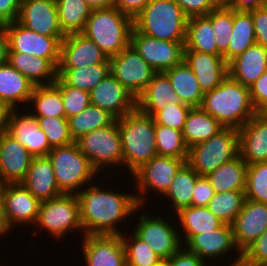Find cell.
Here are the masks:
<instances>
[{
    "label": "cell",
    "mask_w": 267,
    "mask_h": 266,
    "mask_svg": "<svg viewBox=\"0 0 267 266\" xmlns=\"http://www.w3.org/2000/svg\"><path fill=\"white\" fill-rule=\"evenodd\" d=\"M184 46V50L222 55L217 49L211 20L206 15L188 18Z\"/></svg>",
    "instance_id": "obj_36"
},
{
    "label": "cell",
    "mask_w": 267,
    "mask_h": 266,
    "mask_svg": "<svg viewBox=\"0 0 267 266\" xmlns=\"http://www.w3.org/2000/svg\"><path fill=\"white\" fill-rule=\"evenodd\" d=\"M21 184L40 202L63 194L58 188L53 165L48 156L33 157Z\"/></svg>",
    "instance_id": "obj_26"
},
{
    "label": "cell",
    "mask_w": 267,
    "mask_h": 266,
    "mask_svg": "<svg viewBox=\"0 0 267 266\" xmlns=\"http://www.w3.org/2000/svg\"><path fill=\"white\" fill-rule=\"evenodd\" d=\"M179 218V225L183 228V236H180L184 245L195 235L211 232L220 228L224 223L218 219L207 207L189 206L175 213ZM184 239V241H183ZM186 241V242H185Z\"/></svg>",
    "instance_id": "obj_31"
},
{
    "label": "cell",
    "mask_w": 267,
    "mask_h": 266,
    "mask_svg": "<svg viewBox=\"0 0 267 266\" xmlns=\"http://www.w3.org/2000/svg\"><path fill=\"white\" fill-rule=\"evenodd\" d=\"M0 200L4 220L10 230L16 225H35L40 201L21 183L0 185Z\"/></svg>",
    "instance_id": "obj_15"
},
{
    "label": "cell",
    "mask_w": 267,
    "mask_h": 266,
    "mask_svg": "<svg viewBox=\"0 0 267 266\" xmlns=\"http://www.w3.org/2000/svg\"><path fill=\"white\" fill-rule=\"evenodd\" d=\"M38 126L45 133L49 145L53 147L68 145L73 141L69 133L67 118L58 117H34Z\"/></svg>",
    "instance_id": "obj_47"
},
{
    "label": "cell",
    "mask_w": 267,
    "mask_h": 266,
    "mask_svg": "<svg viewBox=\"0 0 267 266\" xmlns=\"http://www.w3.org/2000/svg\"><path fill=\"white\" fill-rule=\"evenodd\" d=\"M67 120L70 136L73 141H76L84 134L112 124L116 118L109 112L90 104L79 114Z\"/></svg>",
    "instance_id": "obj_41"
},
{
    "label": "cell",
    "mask_w": 267,
    "mask_h": 266,
    "mask_svg": "<svg viewBox=\"0 0 267 266\" xmlns=\"http://www.w3.org/2000/svg\"><path fill=\"white\" fill-rule=\"evenodd\" d=\"M129 235L121 234L126 266H152L162 260L147 243L143 242L133 232Z\"/></svg>",
    "instance_id": "obj_44"
},
{
    "label": "cell",
    "mask_w": 267,
    "mask_h": 266,
    "mask_svg": "<svg viewBox=\"0 0 267 266\" xmlns=\"http://www.w3.org/2000/svg\"><path fill=\"white\" fill-rule=\"evenodd\" d=\"M216 6H229L232 0H212Z\"/></svg>",
    "instance_id": "obj_63"
},
{
    "label": "cell",
    "mask_w": 267,
    "mask_h": 266,
    "mask_svg": "<svg viewBox=\"0 0 267 266\" xmlns=\"http://www.w3.org/2000/svg\"><path fill=\"white\" fill-rule=\"evenodd\" d=\"M241 259L236 258L233 262L231 261V264L228 266H240Z\"/></svg>",
    "instance_id": "obj_64"
},
{
    "label": "cell",
    "mask_w": 267,
    "mask_h": 266,
    "mask_svg": "<svg viewBox=\"0 0 267 266\" xmlns=\"http://www.w3.org/2000/svg\"><path fill=\"white\" fill-rule=\"evenodd\" d=\"M183 61L194 72L204 94L218 87L229 75L223 55L184 50Z\"/></svg>",
    "instance_id": "obj_22"
},
{
    "label": "cell",
    "mask_w": 267,
    "mask_h": 266,
    "mask_svg": "<svg viewBox=\"0 0 267 266\" xmlns=\"http://www.w3.org/2000/svg\"><path fill=\"white\" fill-rule=\"evenodd\" d=\"M102 63H110L108 56L84 34L65 35L61 41L57 68H81Z\"/></svg>",
    "instance_id": "obj_18"
},
{
    "label": "cell",
    "mask_w": 267,
    "mask_h": 266,
    "mask_svg": "<svg viewBox=\"0 0 267 266\" xmlns=\"http://www.w3.org/2000/svg\"><path fill=\"white\" fill-rule=\"evenodd\" d=\"M91 105L97 106L116 119L136 108V98L110 72L90 92Z\"/></svg>",
    "instance_id": "obj_17"
},
{
    "label": "cell",
    "mask_w": 267,
    "mask_h": 266,
    "mask_svg": "<svg viewBox=\"0 0 267 266\" xmlns=\"http://www.w3.org/2000/svg\"><path fill=\"white\" fill-rule=\"evenodd\" d=\"M110 73V63L81 68H57V76L68 86L90 92Z\"/></svg>",
    "instance_id": "obj_38"
},
{
    "label": "cell",
    "mask_w": 267,
    "mask_h": 266,
    "mask_svg": "<svg viewBox=\"0 0 267 266\" xmlns=\"http://www.w3.org/2000/svg\"><path fill=\"white\" fill-rule=\"evenodd\" d=\"M252 103L257 113L267 108V70L249 86Z\"/></svg>",
    "instance_id": "obj_51"
},
{
    "label": "cell",
    "mask_w": 267,
    "mask_h": 266,
    "mask_svg": "<svg viewBox=\"0 0 267 266\" xmlns=\"http://www.w3.org/2000/svg\"><path fill=\"white\" fill-rule=\"evenodd\" d=\"M82 254L86 266H126L121 235H84Z\"/></svg>",
    "instance_id": "obj_20"
},
{
    "label": "cell",
    "mask_w": 267,
    "mask_h": 266,
    "mask_svg": "<svg viewBox=\"0 0 267 266\" xmlns=\"http://www.w3.org/2000/svg\"><path fill=\"white\" fill-rule=\"evenodd\" d=\"M232 229L236 248L242 253L267 229V203L246 199Z\"/></svg>",
    "instance_id": "obj_19"
},
{
    "label": "cell",
    "mask_w": 267,
    "mask_h": 266,
    "mask_svg": "<svg viewBox=\"0 0 267 266\" xmlns=\"http://www.w3.org/2000/svg\"><path fill=\"white\" fill-rule=\"evenodd\" d=\"M32 104L33 117L66 118L62 101L61 89L55 84L34 86L30 96L29 106Z\"/></svg>",
    "instance_id": "obj_37"
},
{
    "label": "cell",
    "mask_w": 267,
    "mask_h": 266,
    "mask_svg": "<svg viewBox=\"0 0 267 266\" xmlns=\"http://www.w3.org/2000/svg\"><path fill=\"white\" fill-rule=\"evenodd\" d=\"M9 51L47 58L56 68L60 61V45L64 37H49L27 29L18 21L5 24Z\"/></svg>",
    "instance_id": "obj_13"
},
{
    "label": "cell",
    "mask_w": 267,
    "mask_h": 266,
    "mask_svg": "<svg viewBox=\"0 0 267 266\" xmlns=\"http://www.w3.org/2000/svg\"><path fill=\"white\" fill-rule=\"evenodd\" d=\"M59 24L65 35L82 33L92 9L85 0H56Z\"/></svg>",
    "instance_id": "obj_40"
},
{
    "label": "cell",
    "mask_w": 267,
    "mask_h": 266,
    "mask_svg": "<svg viewBox=\"0 0 267 266\" xmlns=\"http://www.w3.org/2000/svg\"><path fill=\"white\" fill-rule=\"evenodd\" d=\"M190 109V106L181 102L169 101L167 107L158 111L153 116V119L156 124L183 131L186 117Z\"/></svg>",
    "instance_id": "obj_49"
},
{
    "label": "cell",
    "mask_w": 267,
    "mask_h": 266,
    "mask_svg": "<svg viewBox=\"0 0 267 266\" xmlns=\"http://www.w3.org/2000/svg\"><path fill=\"white\" fill-rule=\"evenodd\" d=\"M33 156L15 138L5 133L0 138V185L21 183Z\"/></svg>",
    "instance_id": "obj_23"
},
{
    "label": "cell",
    "mask_w": 267,
    "mask_h": 266,
    "mask_svg": "<svg viewBox=\"0 0 267 266\" xmlns=\"http://www.w3.org/2000/svg\"><path fill=\"white\" fill-rule=\"evenodd\" d=\"M34 86L8 62L0 65V102L11 110H19L20 103L29 104Z\"/></svg>",
    "instance_id": "obj_28"
},
{
    "label": "cell",
    "mask_w": 267,
    "mask_h": 266,
    "mask_svg": "<svg viewBox=\"0 0 267 266\" xmlns=\"http://www.w3.org/2000/svg\"><path fill=\"white\" fill-rule=\"evenodd\" d=\"M112 75L137 98L152 80L156 71L130 44L109 58Z\"/></svg>",
    "instance_id": "obj_12"
},
{
    "label": "cell",
    "mask_w": 267,
    "mask_h": 266,
    "mask_svg": "<svg viewBox=\"0 0 267 266\" xmlns=\"http://www.w3.org/2000/svg\"><path fill=\"white\" fill-rule=\"evenodd\" d=\"M22 0H0V24L17 21Z\"/></svg>",
    "instance_id": "obj_56"
},
{
    "label": "cell",
    "mask_w": 267,
    "mask_h": 266,
    "mask_svg": "<svg viewBox=\"0 0 267 266\" xmlns=\"http://www.w3.org/2000/svg\"><path fill=\"white\" fill-rule=\"evenodd\" d=\"M47 156L52 162L55 179L62 193L77 194L84 186L95 183L94 178L98 173L82 154L76 141L53 147Z\"/></svg>",
    "instance_id": "obj_6"
},
{
    "label": "cell",
    "mask_w": 267,
    "mask_h": 266,
    "mask_svg": "<svg viewBox=\"0 0 267 266\" xmlns=\"http://www.w3.org/2000/svg\"><path fill=\"white\" fill-rule=\"evenodd\" d=\"M76 143L97 173L110 167L119 165L123 167L122 143L117 119L108 126L82 135Z\"/></svg>",
    "instance_id": "obj_8"
},
{
    "label": "cell",
    "mask_w": 267,
    "mask_h": 266,
    "mask_svg": "<svg viewBox=\"0 0 267 266\" xmlns=\"http://www.w3.org/2000/svg\"><path fill=\"white\" fill-rule=\"evenodd\" d=\"M130 44L156 72H165L183 61L185 42L154 38L133 27Z\"/></svg>",
    "instance_id": "obj_14"
},
{
    "label": "cell",
    "mask_w": 267,
    "mask_h": 266,
    "mask_svg": "<svg viewBox=\"0 0 267 266\" xmlns=\"http://www.w3.org/2000/svg\"><path fill=\"white\" fill-rule=\"evenodd\" d=\"M175 2L188 17L208 15L216 7L212 0H175Z\"/></svg>",
    "instance_id": "obj_54"
},
{
    "label": "cell",
    "mask_w": 267,
    "mask_h": 266,
    "mask_svg": "<svg viewBox=\"0 0 267 266\" xmlns=\"http://www.w3.org/2000/svg\"><path fill=\"white\" fill-rule=\"evenodd\" d=\"M186 161L171 156L157 155L137 170L132 177L135 180V188L137 187L136 190H138L137 194L135 193L138 205H145V194L149 191L163 196Z\"/></svg>",
    "instance_id": "obj_10"
},
{
    "label": "cell",
    "mask_w": 267,
    "mask_h": 266,
    "mask_svg": "<svg viewBox=\"0 0 267 266\" xmlns=\"http://www.w3.org/2000/svg\"><path fill=\"white\" fill-rule=\"evenodd\" d=\"M239 131V155L247 164L267 162V117L255 114Z\"/></svg>",
    "instance_id": "obj_25"
},
{
    "label": "cell",
    "mask_w": 267,
    "mask_h": 266,
    "mask_svg": "<svg viewBox=\"0 0 267 266\" xmlns=\"http://www.w3.org/2000/svg\"><path fill=\"white\" fill-rule=\"evenodd\" d=\"M200 107L224 127L236 129L257 114L249 87L233 80L229 75L218 87L204 94Z\"/></svg>",
    "instance_id": "obj_2"
},
{
    "label": "cell",
    "mask_w": 267,
    "mask_h": 266,
    "mask_svg": "<svg viewBox=\"0 0 267 266\" xmlns=\"http://www.w3.org/2000/svg\"><path fill=\"white\" fill-rule=\"evenodd\" d=\"M9 42L5 24H0V65L8 61Z\"/></svg>",
    "instance_id": "obj_59"
},
{
    "label": "cell",
    "mask_w": 267,
    "mask_h": 266,
    "mask_svg": "<svg viewBox=\"0 0 267 266\" xmlns=\"http://www.w3.org/2000/svg\"><path fill=\"white\" fill-rule=\"evenodd\" d=\"M132 29L133 19L112 6L92 10L82 34L110 58L130 45Z\"/></svg>",
    "instance_id": "obj_5"
},
{
    "label": "cell",
    "mask_w": 267,
    "mask_h": 266,
    "mask_svg": "<svg viewBox=\"0 0 267 266\" xmlns=\"http://www.w3.org/2000/svg\"><path fill=\"white\" fill-rule=\"evenodd\" d=\"M262 113L267 117V108Z\"/></svg>",
    "instance_id": "obj_66"
},
{
    "label": "cell",
    "mask_w": 267,
    "mask_h": 266,
    "mask_svg": "<svg viewBox=\"0 0 267 266\" xmlns=\"http://www.w3.org/2000/svg\"><path fill=\"white\" fill-rule=\"evenodd\" d=\"M157 154L187 160L188 147L180 130L155 123Z\"/></svg>",
    "instance_id": "obj_43"
},
{
    "label": "cell",
    "mask_w": 267,
    "mask_h": 266,
    "mask_svg": "<svg viewBox=\"0 0 267 266\" xmlns=\"http://www.w3.org/2000/svg\"><path fill=\"white\" fill-rule=\"evenodd\" d=\"M188 18L175 0H151L133 19V27L154 38L185 42Z\"/></svg>",
    "instance_id": "obj_4"
},
{
    "label": "cell",
    "mask_w": 267,
    "mask_h": 266,
    "mask_svg": "<svg viewBox=\"0 0 267 266\" xmlns=\"http://www.w3.org/2000/svg\"><path fill=\"white\" fill-rule=\"evenodd\" d=\"M152 266H167V260H161L160 262Z\"/></svg>",
    "instance_id": "obj_65"
},
{
    "label": "cell",
    "mask_w": 267,
    "mask_h": 266,
    "mask_svg": "<svg viewBox=\"0 0 267 266\" xmlns=\"http://www.w3.org/2000/svg\"><path fill=\"white\" fill-rule=\"evenodd\" d=\"M238 156L239 131L233 127H224L207 141L191 146L186 162L198 175L207 176Z\"/></svg>",
    "instance_id": "obj_7"
},
{
    "label": "cell",
    "mask_w": 267,
    "mask_h": 266,
    "mask_svg": "<svg viewBox=\"0 0 267 266\" xmlns=\"http://www.w3.org/2000/svg\"><path fill=\"white\" fill-rule=\"evenodd\" d=\"M139 214L141 216L138 217V223L132 232L147 243L162 260L169 259L182 247L183 243L180 240L182 230H178L171 222L159 215L153 217L145 213Z\"/></svg>",
    "instance_id": "obj_11"
},
{
    "label": "cell",
    "mask_w": 267,
    "mask_h": 266,
    "mask_svg": "<svg viewBox=\"0 0 267 266\" xmlns=\"http://www.w3.org/2000/svg\"><path fill=\"white\" fill-rule=\"evenodd\" d=\"M121 135L123 165L131 175L157 156L155 122L152 116L135 108L117 119Z\"/></svg>",
    "instance_id": "obj_3"
},
{
    "label": "cell",
    "mask_w": 267,
    "mask_h": 266,
    "mask_svg": "<svg viewBox=\"0 0 267 266\" xmlns=\"http://www.w3.org/2000/svg\"><path fill=\"white\" fill-rule=\"evenodd\" d=\"M206 16L211 20L217 49L223 55L227 51L233 30V9L229 6H216Z\"/></svg>",
    "instance_id": "obj_45"
},
{
    "label": "cell",
    "mask_w": 267,
    "mask_h": 266,
    "mask_svg": "<svg viewBox=\"0 0 267 266\" xmlns=\"http://www.w3.org/2000/svg\"><path fill=\"white\" fill-rule=\"evenodd\" d=\"M11 110L8 116L7 133L20 142L33 157L47 156L52 147L38 126V121L28 111Z\"/></svg>",
    "instance_id": "obj_21"
},
{
    "label": "cell",
    "mask_w": 267,
    "mask_h": 266,
    "mask_svg": "<svg viewBox=\"0 0 267 266\" xmlns=\"http://www.w3.org/2000/svg\"><path fill=\"white\" fill-rule=\"evenodd\" d=\"M198 176L187 162L175 175L167 192L163 195L166 196L165 199L171 200L174 213L192 205V196Z\"/></svg>",
    "instance_id": "obj_39"
},
{
    "label": "cell",
    "mask_w": 267,
    "mask_h": 266,
    "mask_svg": "<svg viewBox=\"0 0 267 266\" xmlns=\"http://www.w3.org/2000/svg\"><path fill=\"white\" fill-rule=\"evenodd\" d=\"M9 232L11 233V230L7 227L5 223L4 215H3V205L0 200V237L8 235Z\"/></svg>",
    "instance_id": "obj_62"
},
{
    "label": "cell",
    "mask_w": 267,
    "mask_h": 266,
    "mask_svg": "<svg viewBox=\"0 0 267 266\" xmlns=\"http://www.w3.org/2000/svg\"><path fill=\"white\" fill-rule=\"evenodd\" d=\"M7 62L35 86L52 84L57 79V68L47 58L8 52Z\"/></svg>",
    "instance_id": "obj_30"
},
{
    "label": "cell",
    "mask_w": 267,
    "mask_h": 266,
    "mask_svg": "<svg viewBox=\"0 0 267 266\" xmlns=\"http://www.w3.org/2000/svg\"><path fill=\"white\" fill-rule=\"evenodd\" d=\"M88 6L94 9H104L114 6L115 0H85Z\"/></svg>",
    "instance_id": "obj_61"
},
{
    "label": "cell",
    "mask_w": 267,
    "mask_h": 266,
    "mask_svg": "<svg viewBox=\"0 0 267 266\" xmlns=\"http://www.w3.org/2000/svg\"><path fill=\"white\" fill-rule=\"evenodd\" d=\"M224 126L201 107H193L187 114L183 128V138L188 148L207 141L216 135Z\"/></svg>",
    "instance_id": "obj_33"
},
{
    "label": "cell",
    "mask_w": 267,
    "mask_h": 266,
    "mask_svg": "<svg viewBox=\"0 0 267 266\" xmlns=\"http://www.w3.org/2000/svg\"><path fill=\"white\" fill-rule=\"evenodd\" d=\"M184 247L197 254L205 262L207 259H221V256L223 259V256L230 254L231 251H236L237 258L241 259V253H238L239 250L236 248L233 239L232 225L229 224H223L216 230L193 236Z\"/></svg>",
    "instance_id": "obj_24"
},
{
    "label": "cell",
    "mask_w": 267,
    "mask_h": 266,
    "mask_svg": "<svg viewBox=\"0 0 267 266\" xmlns=\"http://www.w3.org/2000/svg\"><path fill=\"white\" fill-rule=\"evenodd\" d=\"M245 200V191H225L215 193L206 207L224 224L232 225Z\"/></svg>",
    "instance_id": "obj_42"
},
{
    "label": "cell",
    "mask_w": 267,
    "mask_h": 266,
    "mask_svg": "<svg viewBox=\"0 0 267 266\" xmlns=\"http://www.w3.org/2000/svg\"><path fill=\"white\" fill-rule=\"evenodd\" d=\"M54 83L61 89L66 118L79 114L91 104L89 92L66 85L58 76Z\"/></svg>",
    "instance_id": "obj_48"
},
{
    "label": "cell",
    "mask_w": 267,
    "mask_h": 266,
    "mask_svg": "<svg viewBox=\"0 0 267 266\" xmlns=\"http://www.w3.org/2000/svg\"><path fill=\"white\" fill-rule=\"evenodd\" d=\"M169 101L181 102L168 76L164 72H156L147 87L136 98V108L153 117L158 111L166 108Z\"/></svg>",
    "instance_id": "obj_29"
},
{
    "label": "cell",
    "mask_w": 267,
    "mask_h": 266,
    "mask_svg": "<svg viewBox=\"0 0 267 266\" xmlns=\"http://www.w3.org/2000/svg\"><path fill=\"white\" fill-rule=\"evenodd\" d=\"M27 29L49 37H65L56 0H22L17 20Z\"/></svg>",
    "instance_id": "obj_16"
},
{
    "label": "cell",
    "mask_w": 267,
    "mask_h": 266,
    "mask_svg": "<svg viewBox=\"0 0 267 266\" xmlns=\"http://www.w3.org/2000/svg\"><path fill=\"white\" fill-rule=\"evenodd\" d=\"M172 84L173 90L178 94L181 103L193 107H200L204 93L194 72L184 61L164 72Z\"/></svg>",
    "instance_id": "obj_32"
},
{
    "label": "cell",
    "mask_w": 267,
    "mask_h": 266,
    "mask_svg": "<svg viewBox=\"0 0 267 266\" xmlns=\"http://www.w3.org/2000/svg\"><path fill=\"white\" fill-rule=\"evenodd\" d=\"M90 183L76 195L80 206V220L84 235H121L119 222L139 212L134 192L118 193ZM125 193V194H124ZM139 210V211H138ZM118 224V225H117Z\"/></svg>",
    "instance_id": "obj_1"
},
{
    "label": "cell",
    "mask_w": 267,
    "mask_h": 266,
    "mask_svg": "<svg viewBox=\"0 0 267 266\" xmlns=\"http://www.w3.org/2000/svg\"><path fill=\"white\" fill-rule=\"evenodd\" d=\"M245 195L248 200L267 203V162L247 166Z\"/></svg>",
    "instance_id": "obj_46"
},
{
    "label": "cell",
    "mask_w": 267,
    "mask_h": 266,
    "mask_svg": "<svg viewBox=\"0 0 267 266\" xmlns=\"http://www.w3.org/2000/svg\"><path fill=\"white\" fill-rule=\"evenodd\" d=\"M215 195L209 179L206 176H198L192 196V206L206 207L210 199Z\"/></svg>",
    "instance_id": "obj_52"
},
{
    "label": "cell",
    "mask_w": 267,
    "mask_h": 266,
    "mask_svg": "<svg viewBox=\"0 0 267 266\" xmlns=\"http://www.w3.org/2000/svg\"><path fill=\"white\" fill-rule=\"evenodd\" d=\"M10 112L11 109L4 103L0 102V138L7 133L8 116Z\"/></svg>",
    "instance_id": "obj_60"
},
{
    "label": "cell",
    "mask_w": 267,
    "mask_h": 266,
    "mask_svg": "<svg viewBox=\"0 0 267 266\" xmlns=\"http://www.w3.org/2000/svg\"><path fill=\"white\" fill-rule=\"evenodd\" d=\"M250 13L254 24L256 44L267 49V5L252 10Z\"/></svg>",
    "instance_id": "obj_53"
},
{
    "label": "cell",
    "mask_w": 267,
    "mask_h": 266,
    "mask_svg": "<svg viewBox=\"0 0 267 266\" xmlns=\"http://www.w3.org/2000/svg\"><path fill=\"white\" fill-rule=\"evenodd\" d=\"M247 164L239 155L230 162L222 164L206 177L215 193L225 191H245Z\"/></svg>",
    "instance_id": "obj_34"
},
{
    "label": "cell",
    "mask_w": 267,
    "mask_h": 266,
    "mask_svg": "<svg viewBox=\"0 0 267 266\" xmlns=\"http://www.w3.org/2000/svg\"><path fill=\"white\" fill-rule=\"evenodd\" d=\"M151 0H115L114 6L134 19Z\"/></svg>",
    "instance_id": "obj_57"
},
{
    "label": "cell",
    "mask_w": 267,
    "mask_h": 266,
    "mask_svg": "<svg viewBox=\"0 0 267 266\" xmlns=\"http://www.w3.org/2000/svg\"><path fill=\"white\" fill-rule=\"evenodd\" d=\"M267 70V49L254 44L228 64L229 76L249 87Z\"/></svg>",
    "instance_id": "obj_27"
},
{
    "label": "cell",
    "mask_w": 267,
    "mask_h": 266,
    "mask_svg": "<svg viewBox=\"0 0 267 266\" xmlns=\"http://www.w3.org/2000/svg\"><path fill=\"white\" fill-rule=\"evenodd\" d=\"M184 248V249H183ZM167 266H209L197 254L181 247L175 254L167 259Z\"/></svg>",
    "instance_id": "obj_55"
},
{
    "label": "cell",
    "mask_w": 267,
    "mask_h": 266,
    "mask_svg": "<svg viewBox=\"0 0 267 266\" xmlns=\"http://www.w3.org/2000/svg\"><path fill=\"white\" fill-rule=\"evenodd\" d=\"M47 231L51 238L61 239L75 230L83 233L80 220V206L76 194H62L54 199L40 202L35 226Z\"/></svg>",
    "instance_id": "obj_9"
},
{
    "label": "cell",
    "mask_w": 267,
    "mask_h": 266,
    "mask_svg": "<svg viewBox=\"0 0 267 266\" xmlns=\"http://www.w3.org/2000/svg\"><path fill=\"white\" fill-rule=\"evenodd\" d=\"M254 44L256 37L251 13L233 9V30L227 51L223 54L224 60L229 64Z\"/></svg>",
    "instance_id": "obj_35"
},
{
    "label": "cell",
    "mask_w": 267,
    "mask_h": 266,
    "mask_svg": "<svg viewBox=\"0 0 267 266\" xmlns=\"http://www.w3.org/2000/svg\"><path fill=\"white\" fill-rule=\"evenodd\" d=\"M240 266H267V229L241 253Z\"/></svg>",
    "instance_id": "obj_50"
},
{
    "label": "cell",
    "mask_w": 267,
    "mask_h": 266,
    "mask_svg": "<svg viewBox=\"0 0 267 266\" xmlns=\"http://www.w3.org/2000/svg\"><path fill=\"white\" fill-rule=\"evenodd\" d=\"M267 5V0H232L229 7L236 11L250 12Z\"/></svg>",
    "instance_id": "obj_58"
}]
</instances>
